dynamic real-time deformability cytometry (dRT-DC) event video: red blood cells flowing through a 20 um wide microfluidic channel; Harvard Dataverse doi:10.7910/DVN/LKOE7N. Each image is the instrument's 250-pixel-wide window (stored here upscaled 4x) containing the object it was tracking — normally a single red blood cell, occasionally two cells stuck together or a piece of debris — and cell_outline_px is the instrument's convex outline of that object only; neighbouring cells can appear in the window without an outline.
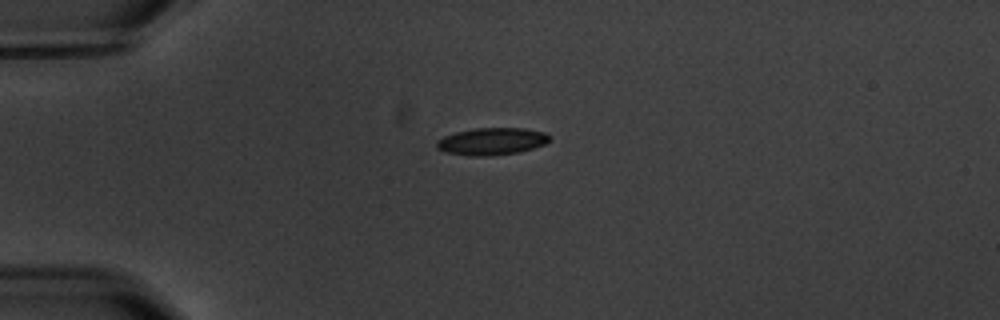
{"species": "common noctule bat (a hibernating species)", "species_latin": "Nyctalus noctula", "temperature_condition": "warm", "stored_images_in_passage": 5, "camera_frame_rate_fps": 3000, "um_per_image_px": 0.085, "animal": {"sex": "male", "body_mass_g": 20.1, "forearm_length_mm": 53.5}, "frame": {"image": 1, "passage_image": 5, "time_ms": 6.333, "image_size_px": [1000, 320], "cell_outline_px": [[552, 136], [544, 144], [520, 152], [484, 156], [468, 156], [444, 152], [436, 148], [436, 140], [444, 136], [456, 132], [476, 128], [524, 128], [544, 132]], "centroid_in_image_um": [41.77, 12.01], "position_along_channel_um": 43.2, "area_um2": 17.92}}